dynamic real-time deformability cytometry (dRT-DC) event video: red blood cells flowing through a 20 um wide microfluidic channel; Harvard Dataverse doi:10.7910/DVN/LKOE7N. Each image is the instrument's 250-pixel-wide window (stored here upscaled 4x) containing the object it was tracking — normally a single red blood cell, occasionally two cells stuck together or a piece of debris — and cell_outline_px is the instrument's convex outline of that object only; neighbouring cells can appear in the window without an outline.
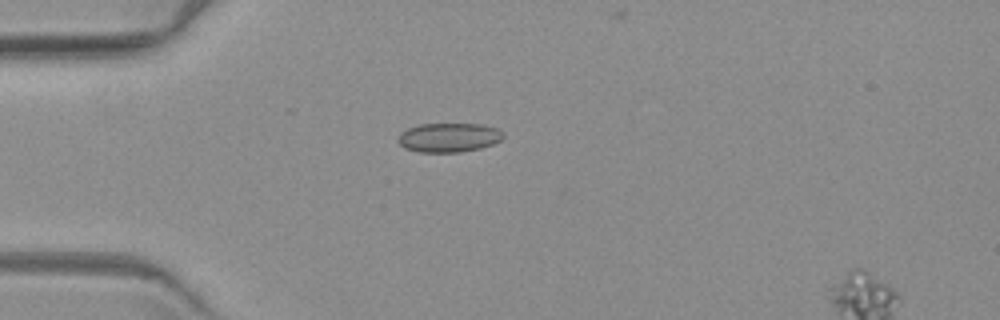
{"species": "common noctule bat (a hibernating species)", "species_latin": "Nyctalus noctula", "temperature_condition": "warm", "stored_images_in_passage": 4, "camera_frame_rate_fps": 3000, "um_per_image_px": 0.085, "animal": {"sex": "female", "body_mass_g": 19.3, "forearm_length_mm": 54.1}, "frame": {"image": 1, "passage_image": 1, "time_ms": 0.0, "image_size_px": [1000, 320], "cell_outline_px": [[504, 136], [500, 140], [492, 144], [480, 148], [460, 152], [420, 152], [404, 148], [396, 140], [400, 132], [408, 128], [420, 124], [484, 124], [496, 128], [504, 132]], "centroid_in_image_um": [38.13, 11.68], "position_along_channel_um": 46.9, "area_um2": 17.98}}
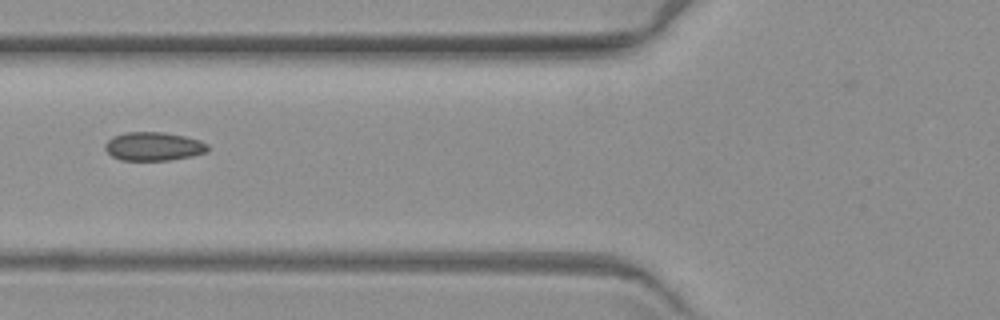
{"frame": {"image": 2, "passage_image": 3, "time_ms": 2.333, "image_size_px": [1000, 320], "cell_outline_px": [[208, 152], [192, 156], [168, 160], [120, 160], [112, 156], [104, 148], [104, 144], [112, 136], [124, 132], [164, 132], [184, 136], [200, 140], [208, 144]], "centroid_in_image_um": [13.04, 12.44], "position_along_channel_um": 112.8, "area_um2": 17.22}}
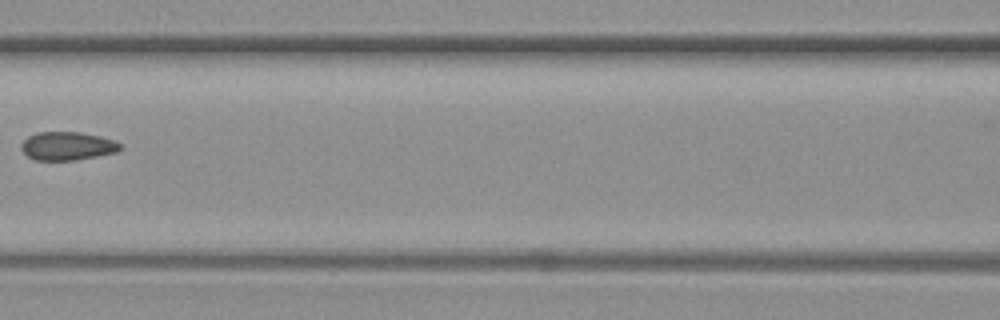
{"frame": {"image": 3, "passage_image": 4, "time_ms": 3.667, "image_size_px": [1000, 320], "cell_outline_px": [[124, 148], [116, 152], [76, 160], [36, 160], [28, 156], [20, 148], [20, 144], [28, 136], [36, 132], [80, 132], [100, 136], [112, 140], [120, 144]], "centroid_in_image_um": [5.71, 12.4], "position_along_channel_um": 160.9, "area_um2": 16.36}}